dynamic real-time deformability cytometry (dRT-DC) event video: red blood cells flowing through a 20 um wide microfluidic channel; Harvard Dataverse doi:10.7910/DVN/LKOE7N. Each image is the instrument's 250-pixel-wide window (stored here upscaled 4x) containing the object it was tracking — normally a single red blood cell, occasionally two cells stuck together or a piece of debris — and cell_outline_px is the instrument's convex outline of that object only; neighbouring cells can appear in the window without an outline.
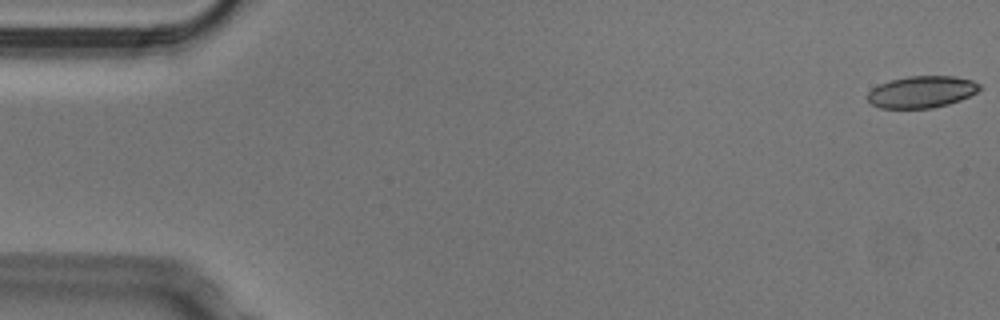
{"species": "Egyptian fruit bat (a non-hibernating species)", "species_latin": "Rousettus aegyptiacus", "temperature_condition": "cold", "stored_images_in_passage": 53, "camera_frame_rate_fps": 3000, "um_per_image_px": 0.085, "animal": {"sex": "male"}, "frame": {"image": 1, "passage_image": 1, "time_ms": 0.0, "image_size_px": [1000, 320], "cell_outline_px": [[980, 88], [976, 92], [960, 100], [948, 104], [932, 108], [880, 108], [872, 104], [868, 100], [868, 92], [872, 88], [880, 84], [892, 80], [908, 76], [956, 76], [972, 80], [980, 84]], "centroid_in_image_um": [78.34, 7.81], "position_along_channel_um": 6.7, "area_um2": 20.63}}
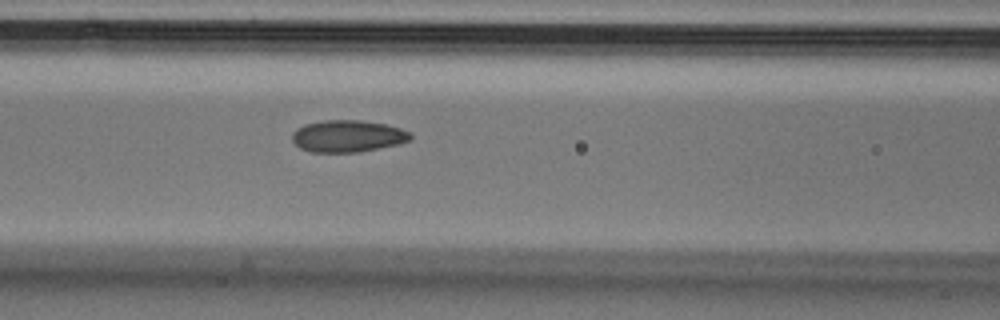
{"frame": {"image": 2, "passage_image": 22, "time_ms": 7.0, "image_size_px": [1000, 320], "cell_outline_px": [[412, 140], [396, 144], [360, 152], [312, 152], [300, 148], [292, 140], [292, 132], [296, 128], [304, 124], [324, 120], [360, 120], [384, 124], [400, 128], [412, 132]], "centroid_in_image_um": [29.55, 11.56], "position_along_channel_um": 137.1, "area_um2": 22.08}}
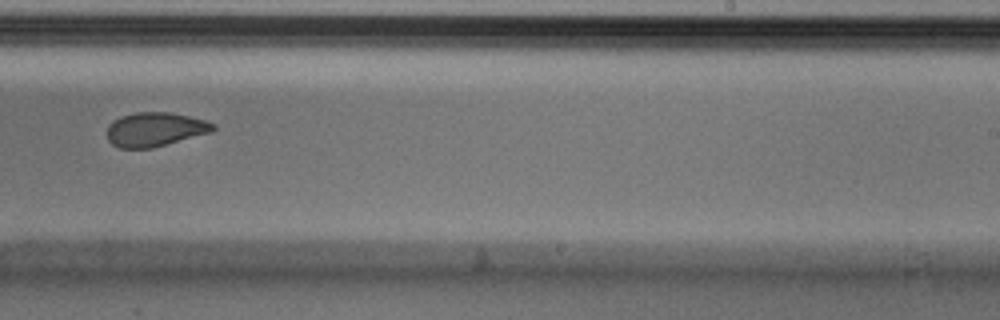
{"frame": {"image": 3, "passage_image": 33, "time_ms": 10.667, "image_size_px": [1000, 320], "cell_outline_px": [[216, 128], [212, 132], [152, 148], [120, 148], [112, 144], [108, 140], [108, 124], [112, 120], [120, 116], [136, 112], [168, 112], [188, 116], [204, 120], [216, 124]], "centroid_in_image_um": [13.17, 10.99], "position_along_channel_um": 275.8, "area_um2": 21.1}}